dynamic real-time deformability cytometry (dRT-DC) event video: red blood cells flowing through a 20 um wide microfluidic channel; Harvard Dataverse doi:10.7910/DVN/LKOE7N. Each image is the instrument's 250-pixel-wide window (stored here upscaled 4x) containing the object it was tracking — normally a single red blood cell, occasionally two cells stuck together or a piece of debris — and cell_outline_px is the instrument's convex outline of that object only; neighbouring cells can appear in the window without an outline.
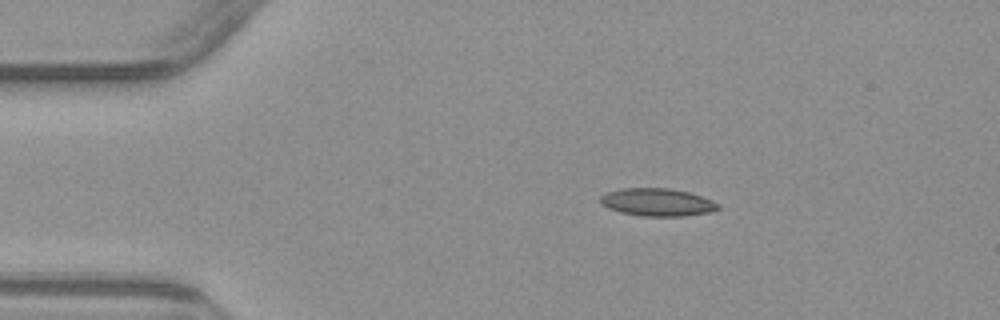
{"species": "common noctule bat (a hibernating species)", "species_latin": "Nyctalus noctula", "temperature_condition": "warm", "stored_images_in_passage": 4, "camera_frame_rate_fps": 3000, "um_per_image_px": 0.085, "animal": {"sex": "male", "body_mass_g": 23.1, "forearm_length_mm": 52.7}, "frame": {"image": 1, "passage_image": 1, "time_ms": 0.0, "image_size_px": [1000, 320], "cell_outline_px": [[720, 208], [708, 212], [684, 216], [640, 216], [620, 212], [608, 208], [600, 204], [600, 196], [608, 192], [620, 188], [668, 188], [688, 192], [712, 200], [720, 204]], "centroid_in_image_um": [55.84, 17.19], "position_along_channel_um": 29.2, "area_um2": 19.02}}
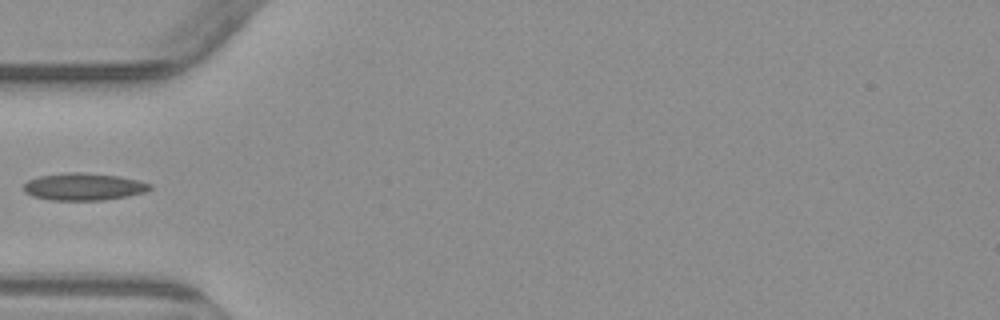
{"frame": {"image": 2, "passage_image": 3, "time_ms": 2.667, "image_size_px": [1000, 320], "cell_outline_px": [[152, 188], [144, 192], [128, 196], [100, 200], [52, 200], [32, 196], [24, 192], [24, 184], [28, 180], [40, 176], [64, 172], [84, 172], [120, 176], [140, 180], [152, 184]], "centroid_in_image_um": [7.13, 15.86], "position_along_channel_um": 77.9, "area_um2": 20.17}}
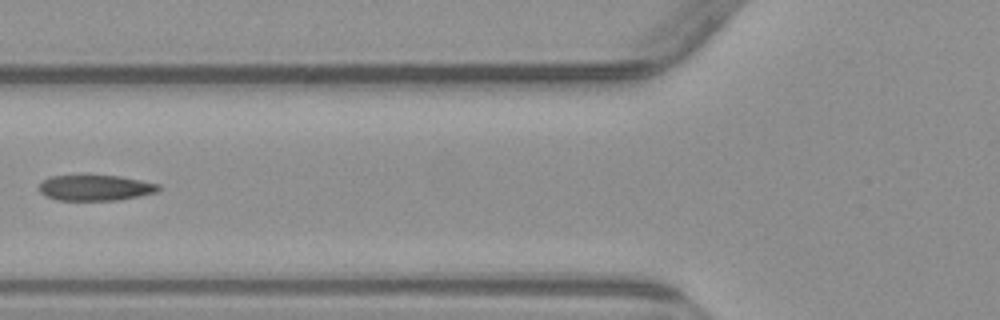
{"frame": {"image": 3, "passage_image": 4, "time_ms": 3.667, "image_size_px": [1000, 320], "cell_outline_px": [[160, 188], [156, 192], [120, 200], [56, 200], [44, 196], [40, 192], [40, 184], [44, 180], [52, 176], [120, 176], [160, 184]], "centroid_in_image_um": [8.11, 15.97], "position_along_channel_um": 117.7, "area_um2": 17.69}}